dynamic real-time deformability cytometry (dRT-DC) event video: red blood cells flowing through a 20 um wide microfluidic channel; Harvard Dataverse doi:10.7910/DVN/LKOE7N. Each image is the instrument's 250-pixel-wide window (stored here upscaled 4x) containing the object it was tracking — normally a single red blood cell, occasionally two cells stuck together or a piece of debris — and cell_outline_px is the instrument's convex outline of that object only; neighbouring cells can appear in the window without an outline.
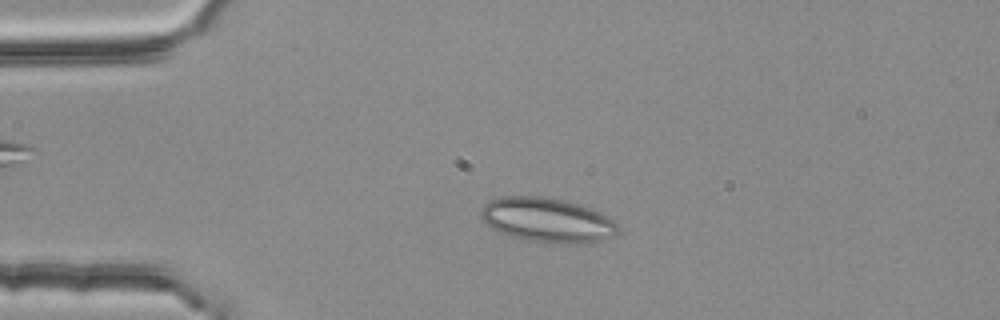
{"species": "common noctule bat (a hibernating species)", "species_latin": "Nyctalus noctula", "temperature_condition": "room temperature", "stored_images_in_passage": 5, "camera_frame_rate_fps": 3000, "um_per_image_px": 0.085, "animal": {"sex": "female", "body_mass_g": 25.1}, "frame": {"image": 1, "passage_image": 3, "time_ms": 0.667, "image_size_px": [1000, 320], "cell_outline_px": [[620, 232], [612, 236], [592, 244], [560, 244], [524, 240], [500, 232], [492, 228], [480, 216], [480, 212], [484, 204], [488, 200], [504, 196], [544, 196], [580, 204], [592, 208], [608, 216], [620, 228]], "centroid_in_image_um": [46.56, 18.72], "position_along_channel_um": 38.4, "area_um2": 36.01}}
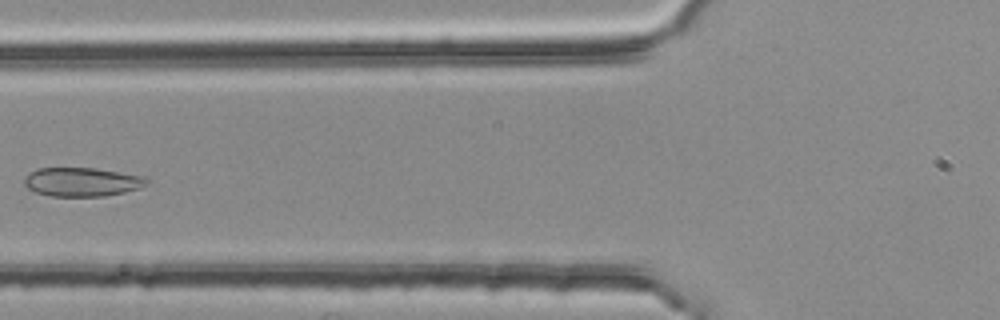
{"frame": {"image": 2, "passage_image": 5, "time_ms": 1.333, "image_size_px": [1000, 320], "cell_outline_px": [[148, 184], [140, 188], [124, 192], [104, 196], [52, 196], [36, 192], [28, 188], [24, 184], [24, 176], [36, 168], [96, 168], [144, 176], [148, 180]], "centroid_in_image_um": [6.96, 15.46], "position_along_channel_um": 118.8, "area_um2": 20.63}}